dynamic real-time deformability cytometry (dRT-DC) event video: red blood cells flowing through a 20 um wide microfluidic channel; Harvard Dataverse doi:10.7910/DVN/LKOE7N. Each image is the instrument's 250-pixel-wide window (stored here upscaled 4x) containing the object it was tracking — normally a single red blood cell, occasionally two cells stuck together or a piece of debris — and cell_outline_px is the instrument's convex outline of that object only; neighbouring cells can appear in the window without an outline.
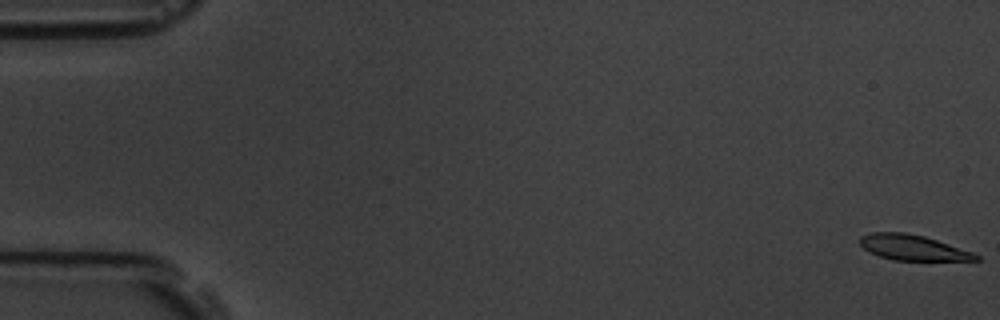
{"species": "common noctule bat (a hibernating species)", "species_latin": "Nyctalus noctula", "temperature_condition": "room temperature", "stored_images_in_passage": 8, "camera_frame_rate_fps": 3000, "um_per_image_px": 0.085, "animal": {"sex": "male", "body_mass_g": 19.5, "forearm_length_mm": 54.6}, "frame": {"image": 1, "passage_image": 1, "time_ms": 0.0, "image_size_px": [1000, 320], "cell_outline_px": [[980, 260], [892, 260], [868, 252], [860, 244], [860, 236], [872, 232], [904, 232], [924, 236], [972, 252], [980, 256]], "centroid_in_image_um": [77.55, 21.04], "position_along_channel_um": 7.4, "area_um2": 16.99}}
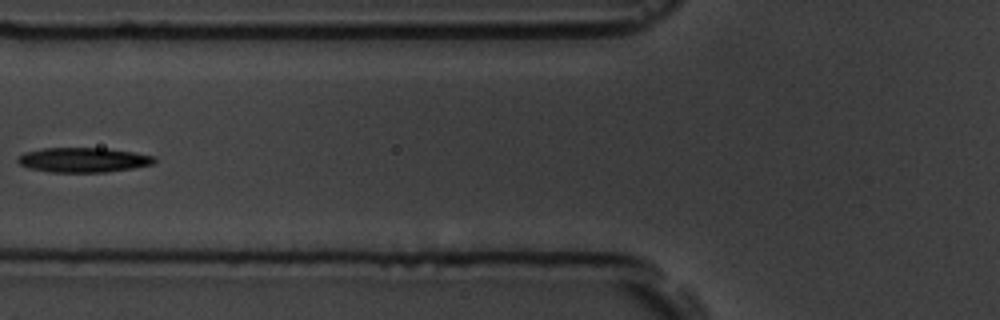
{"frame": {"image": 2, "passage_image": 7, "time_ms": 7.333, "image_size_px": [1000, 320], "cell_outline_px": [[156, 160], [152, 164], [132, 168], [108, 172], [52, 172], [28, 168], [20, 164], [16, 160], [24, 152], [44, 148], [104, 148], [132, 152], [156, 156]], "centroid_in_image_um": [7.08, 13.59], "position_along_channel_um": 118.7, "area_um2": 19.59}}
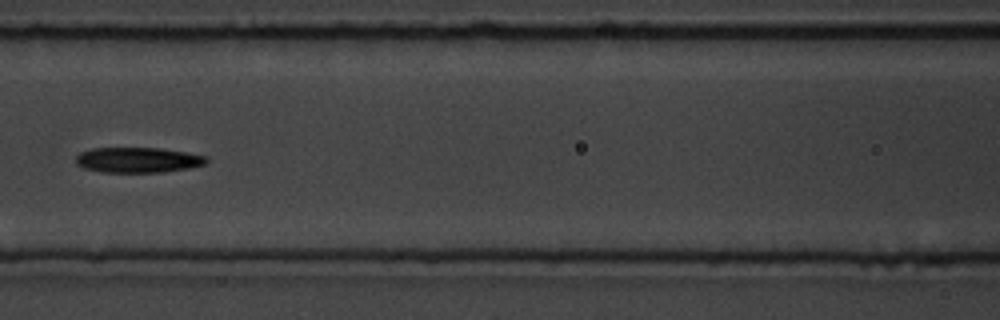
{"frame": {"image": 3, "passage_image": 8, "time_ms": 8.333, "image_size_px": [1000, 320], "cell_outline_px": [[208, 160], [204, 164], [188, 168], [164, 172], [100, 172], [84, 168], [76, 164], [76, 156], [80, 152], [92, 148], [160, 148], [208, 156]], "centroid_in_image_um": [11.7, 13.6], "position_along_channel_um": 154.9, "area_um2": 19.25}}